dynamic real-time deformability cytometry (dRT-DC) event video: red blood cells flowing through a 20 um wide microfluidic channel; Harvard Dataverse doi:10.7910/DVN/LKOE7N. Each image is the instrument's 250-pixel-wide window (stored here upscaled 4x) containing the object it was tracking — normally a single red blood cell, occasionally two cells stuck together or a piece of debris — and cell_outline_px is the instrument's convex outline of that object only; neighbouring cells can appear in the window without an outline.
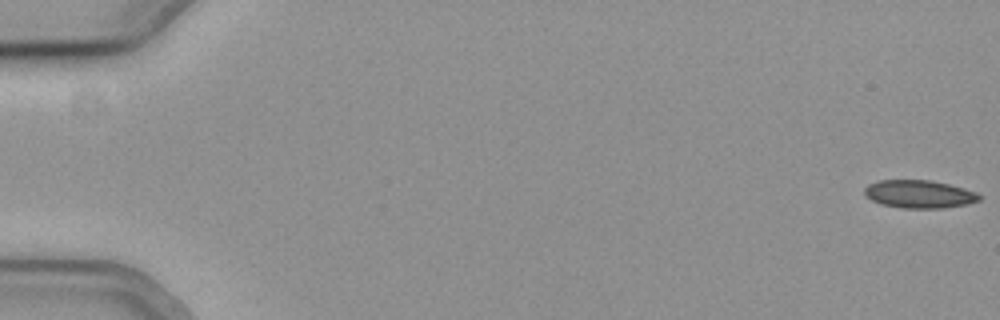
{"species": "common noctule bat (a hibernating species)", "species_latin": "Nyctalus noctula", "temperature_condition": "cold", "stored_images_in_passage": 33, "camera_frame_rate_fps": 3000, "um_per_image_px": 0.085, "animal": {"sex": "female", "body_mass_g": 19.3, "forearm_length_mm": 54.1}, "frame": {"image": 1, "passage_image": 1, "time_ms": 0.0, "image_size_px": [1000, 320], "cell_outline_px": [[980, 200], [964, 204], [944, 208], [900, 208], [880, 204], [864, 196], [864, 188], [868, 184], [876, 180], [928, 180], [948, 184], [964, 188], [976, 192], [980, 196]], "centroid_in_image_um": [78.07, 16.5], "position_along_channel_um": 6.9, "area_um2": 18.73}}
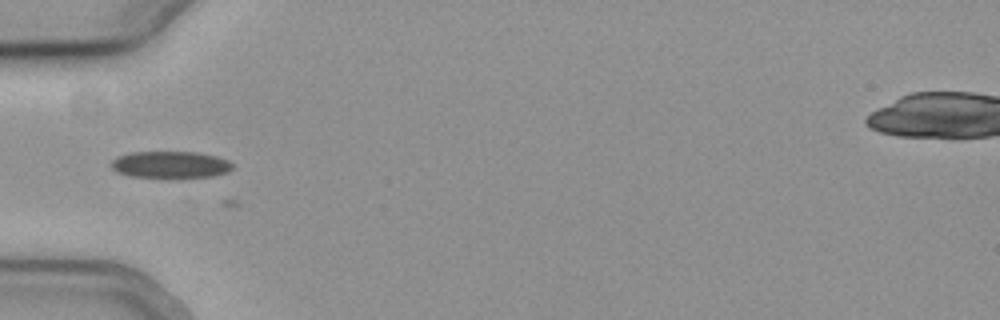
{"frame": {"image": 2, "passage_image": 20, "time_ms": 6.333, "image_size_px": [1000, 320], "cell_outline_px": [[232, 168], [228, 172], [212, 176], [128, 176], [116, 172], [112, 168], [112, 160], [116, 156], [132, 152], [196, 152], [216, 156], [228, 160], [232, 164]], "centroid_in_image_um": [14.46, 13.97], "position_along_channel_um": 70.5, "area_um2": 18.55}}
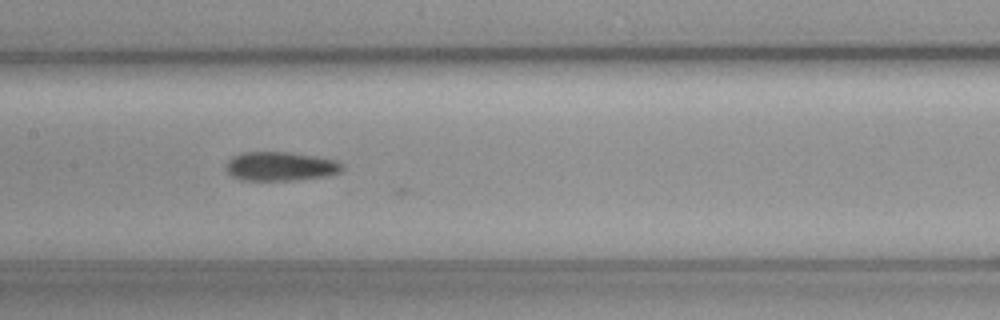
{"frame": {"image": 3, "passage_image": 29, "time_ms": 9.333, "image_size_px": [1000, 320], "cell_outline_px": [[344, 168], [340, 172], [328, 176], [300, 180], [240, 180], [232, 176], [224, 168], [228, 160], [232, 156], [240, 152], [288, 152], [336, 160], [344, 164]], "centroid_in_image_um": [23.83, 14.14], "position_along_channel_um": 183.6, "area_um2": 19.88}}